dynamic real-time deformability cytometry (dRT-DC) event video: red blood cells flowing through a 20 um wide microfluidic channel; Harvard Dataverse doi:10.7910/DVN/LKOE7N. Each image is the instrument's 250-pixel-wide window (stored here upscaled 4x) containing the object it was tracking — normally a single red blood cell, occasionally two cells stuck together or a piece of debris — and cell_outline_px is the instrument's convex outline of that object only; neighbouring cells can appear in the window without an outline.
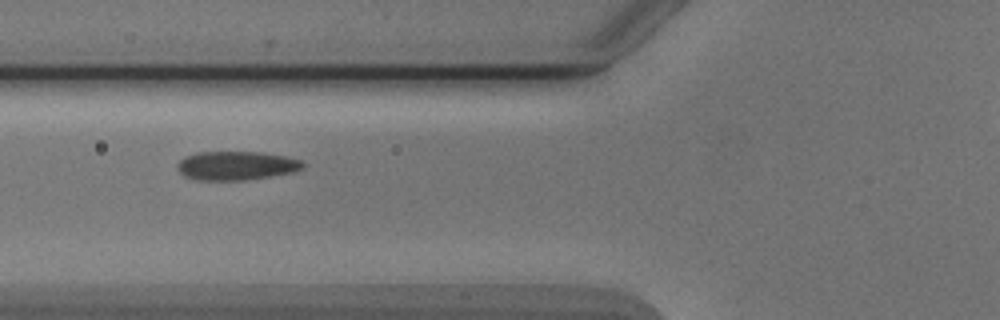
{"species": "Egyptian fruit bat (a non-hibernating species)", "species_latin": "Rousettus aegyptiacus", "temperature_condition": "cold", "stored_images_in_passage": 3, "camera_frame_rate_fps": 3000, "um_per_image_px": 0.085, "animal": {"sex": "male"}, "frame": {"image": 1, "passage_image": 2, "time_ms": 1.333, "image_size_px": [1000, 320], "cell_outline_px": [[304, 168], [296, 172], [272, 176], [244, 180], [196, 180], [184, 176], [176, 168], [176, 164], [184, 156], [196, 152], [260, 152], [284, 156], [300, 160], [304, 164]], "centroid_in_image_um": [20.06, 14.08], "position_along_channel_um": 105.7, "area_um2": 21.27}}
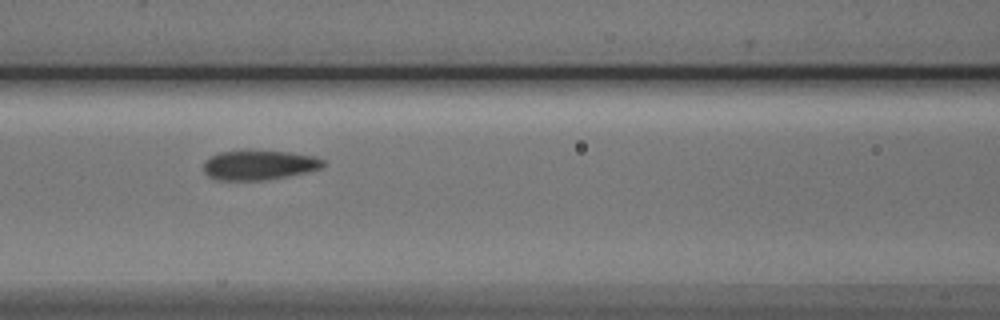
{"frame": {"image": 2, "passage_image": 3, "time_ms": 2.333, "image_size_px": [1000, 320], "cell_outline_px": [[324, 168], [308, 172], [268, 180], [216, 180], [208, 176], [204, 172], [204, 160], [220, 152], [248, 148], [292, 152], [316, 156], [324, 160]], "centroid_in_image_um": [22.04, 13.99], "position_along_channel_um": 144.6, "area_um2": 21.56}}